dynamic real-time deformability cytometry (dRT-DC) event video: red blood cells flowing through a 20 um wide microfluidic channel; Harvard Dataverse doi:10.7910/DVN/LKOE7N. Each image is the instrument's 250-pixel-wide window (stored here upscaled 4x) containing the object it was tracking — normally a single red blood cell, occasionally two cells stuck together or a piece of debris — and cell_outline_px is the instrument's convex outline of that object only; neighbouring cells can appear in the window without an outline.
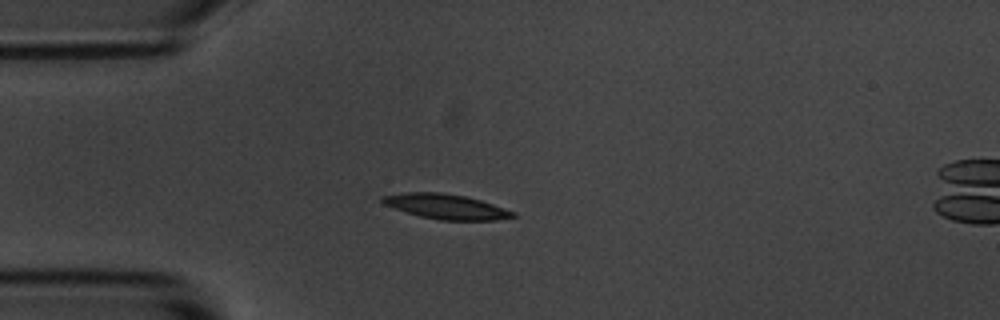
{"species": "common noctule bat (a hibernating species)", "species_latin": "Nyctalus noctula", "temperature_condition": "room temperature", "stored_images_in_passage": 8, "camera_frame_rate_fps": 3000, "um_per_image_px": 0.085, "animal": {"sex": "male", "body_mass_g": 20.1, "forearm_length_mm": 53.5}, "frame": {"image": 1, "passage_image": 2, "time_ms": 2.333, "image_size_px": [1000, 320], "cell_outline_px": [[516, 216], [496, 220], [440, 220], [420, 216], [384, 204], [380, 200], [380, 196], [404, 192], [440, 192], [464, 196], [480, 200], [516, 212]], "centroid_in_image_um": [37.9, 17.55], "position_along_channel_um": 47.1, "area_um2": 18.79}}
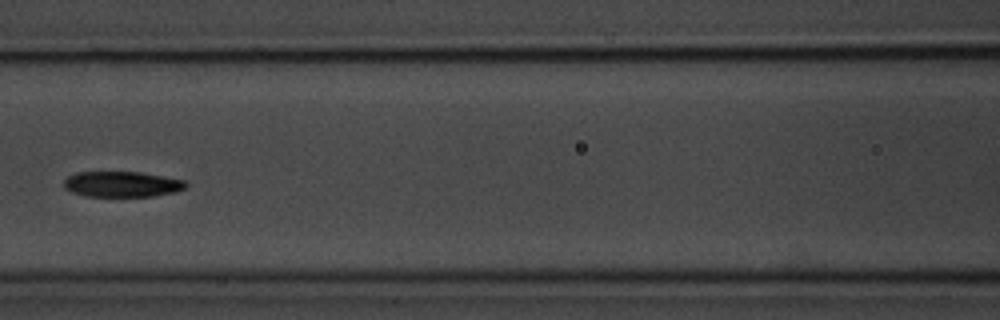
{"frame": {"image": 2, "passage_image": 5, "time_ms": 5.667, "image_size_px": [1000, 320], "cell_outline_px": [[188, 184], [184, 188], [176, 192], [152, 196], [84, 196], [72, 192], [64, 188], [64, 180], [68, 176], [76, 172], [140, 172], [164, 176], [184, 180]], "centroid_in_image_um": [10.36, 15.65], "position_along_channel_um": 156.2, "area_um2": 18.21}}
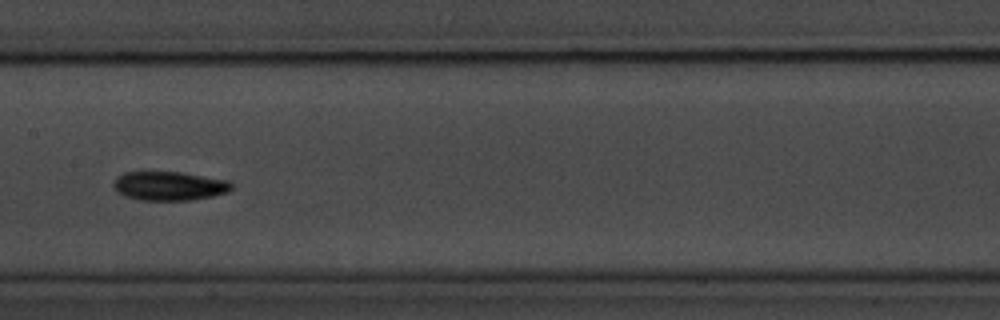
{"frame": {"image": 3, "passage_image": 6, "time_ms": 6.667, "image_size_px": [1000, 320], "cell_outline_px": [[232, 188], [228, 192], [212, 196], [192, 200], [140, 200], [124, 196], [116, 192], [112, 188], [112, 184], [116, 176], [124, 172], [180, 172], [232, 180]], "centroid_in_image_um": [14.37, 15.8], "position_along_channel_um": 193.0, "area_um2": 20.29}}